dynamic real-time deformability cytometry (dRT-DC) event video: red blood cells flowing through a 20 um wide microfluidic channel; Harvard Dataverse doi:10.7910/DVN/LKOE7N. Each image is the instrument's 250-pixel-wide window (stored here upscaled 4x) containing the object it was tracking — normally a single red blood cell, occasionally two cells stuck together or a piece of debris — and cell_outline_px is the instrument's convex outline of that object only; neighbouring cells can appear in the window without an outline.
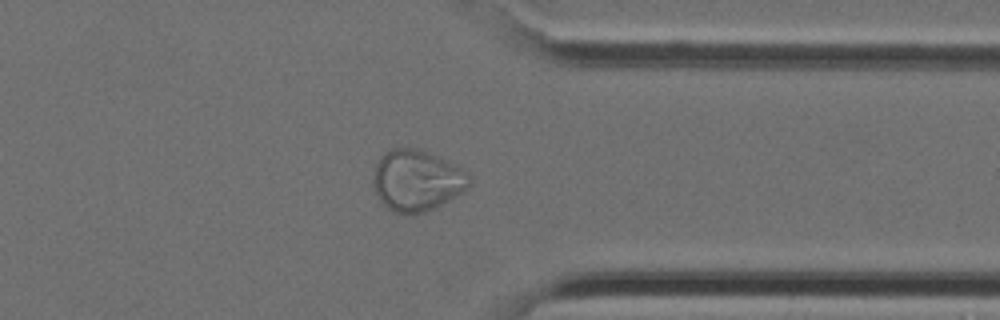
{"species": "Egyptian fruit bat (a non-hibernating species)", "species_latin": "Rousettus aegyptiacus", "temperature_condition": "cold", "stored_images_in_passage": 27, "camera_frame_rate_fps": 3000, "um_per_image_px": 0.085, "animal": {"sex": "female"}, "frame": {"image": 1, "passage_image": 19, "time_ms": 6.0, "image_size_px": [1000, 320], "cell_outline_px": [[472, 180], [468, 188], [440, 204], [424, 212], [392, 212], [380, 200], [376, 192], [376, 164], [380, 156], [384, 152], [392, 148], [416, 148], [456, 164], [472, 176]], "centroid_in_image_um": [35.47, 15.31], "position_along_channel_um": 375.9, "area_um2": 33.41}}
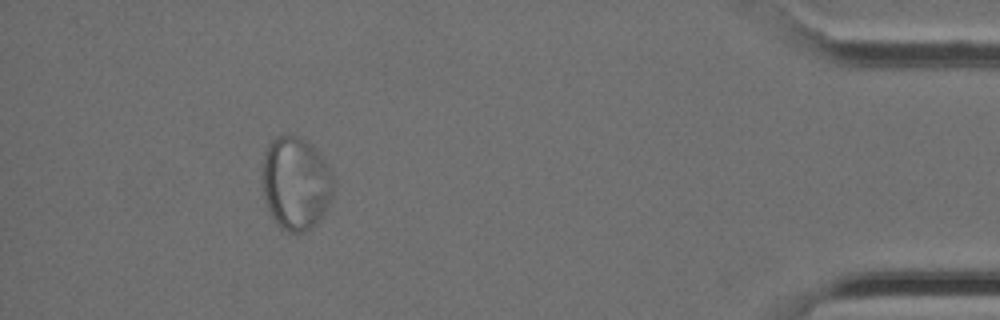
{"frame": {"image": 2, "passage_image": 24, "time_ms": 7.667, "image_size_px": [1000, 320], "cell_outline_px": [[336, 180], [332, 196], [328, 204], [316, 224], [312, 228], [304, 232], [288, 232], [280, 228], [272, 220], [268, 212], [264, 200], [260, 184], [264, 152], [268, 144], [276, 136], [284, 132], [300, 136], [308, 140], [316, 148], [324, 160]], "centroid_in_image_um": [25.1, 15.54], "position_along_channel_um": 410.1, "area_um2": 40.0}}